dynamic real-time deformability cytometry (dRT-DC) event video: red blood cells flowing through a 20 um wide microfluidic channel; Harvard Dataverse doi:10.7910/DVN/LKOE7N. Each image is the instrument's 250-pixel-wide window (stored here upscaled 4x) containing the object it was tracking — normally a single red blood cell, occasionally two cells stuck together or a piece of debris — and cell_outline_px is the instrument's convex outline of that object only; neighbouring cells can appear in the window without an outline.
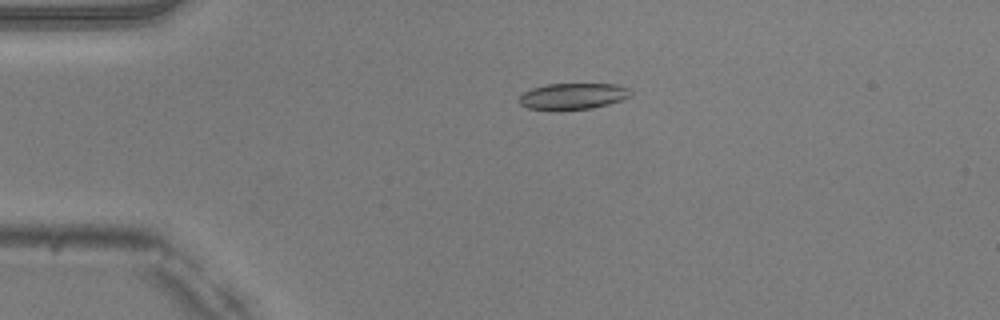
{"species": "common noctule bat (a hibernating species)", "species_latin": "Nyctalus noctula", "temperature_condition": "warm", "stored_images_in_passage": 25, "camera_frame_rate_fps": 3000, "um_per_image_px": 0.085, "animal": {"sex": "male", "body_mass_g": 20.5, "forearm_length_mm": 52.5}, "frame": {"image": 1, "passage_image": 1, "time_ms": 0.0, "image_size_px": [1000, 320], "cell_outline_px": [[632, 92], [624, 100], [592, 108], [528, 108], [520, 104], [516, 100], [524, 92], [532, 88], [548, 84], [616, 84], [628, 88]], "centroid_in_image_um": [48.72, 8.15], "position_along_channel_um": 36.3, "area_um2": 16.59}}
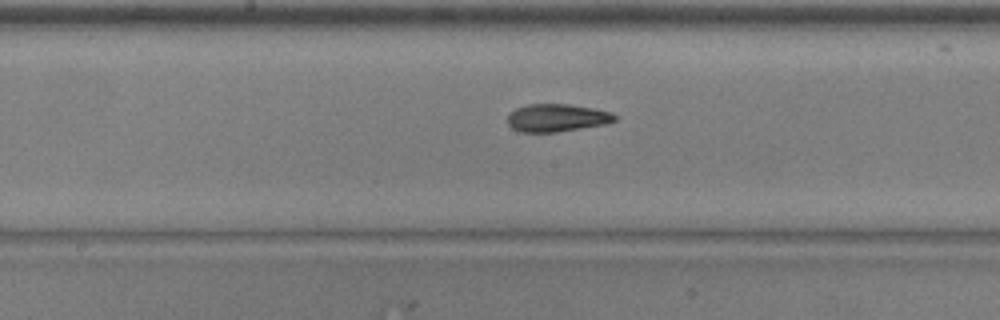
{"frame": {"image": 2, "passage_image": 16, "time_ms": 5.0, "image_size_px": [1000, 320], "cell_outline_px": [[616, 120], [604, 124], [556, 132], [520, 132], [512, 128], [508, 124], [508, 112], [516, 108], [528, 104], [568, 104], [596, 108], [612, 112], [616, 116]], "centroid_in_image_um": [47.31, 10.0], "position_along_channel_um": 200.9, "area_um2": 17.4}}
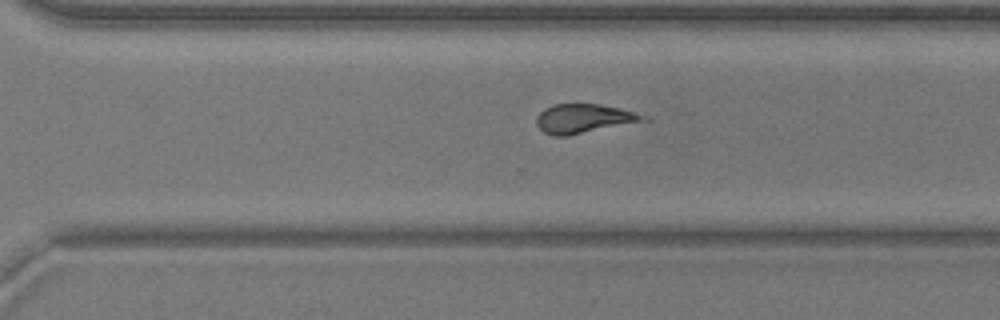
{"frame": {"image": 3, "passage_image": 25, "time_ms": 8.0, "image_size_px": [1000, 320], "cell_outline_px": [[648, 120], [564, 136], [552, 136], [544, 132], [536, 124], [536, 116], [544, 108], [556, 104], [600, 104], [620, 108], [648, 116]], "centroid_in_image_um": [49.6, 10.07], "position_along_channel_um": 321.0, "area_um2": 17.92}}